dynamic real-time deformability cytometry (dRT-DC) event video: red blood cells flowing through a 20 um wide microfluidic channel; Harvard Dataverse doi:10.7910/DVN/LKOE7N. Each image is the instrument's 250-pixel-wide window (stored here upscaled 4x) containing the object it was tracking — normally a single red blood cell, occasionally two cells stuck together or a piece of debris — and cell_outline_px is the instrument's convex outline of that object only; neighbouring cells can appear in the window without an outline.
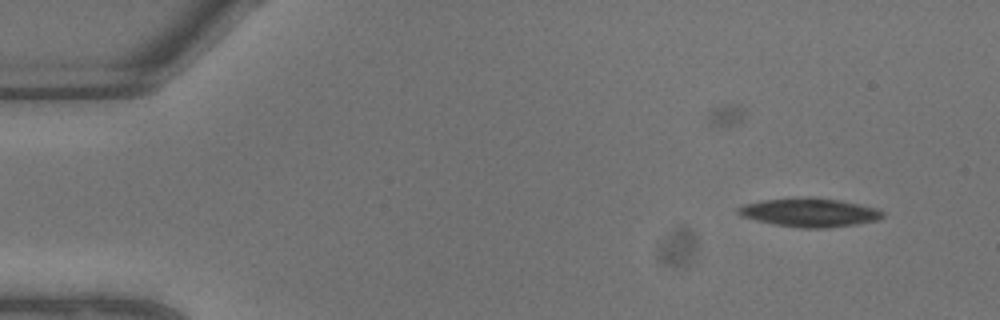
{"species": "common noctule bat (a hibernating species)", "species_latin": "Nyctalus noctula", "temperature_condition": "warm", "stored_images_in_passage": 7, "camera_frame_rate_fps": 3000, "um_per_image_px": 0.085, "animal": {"sex": "male", "body_mass_g": 13.3}, "frame": {"image": 1, "passage_image": 1, "time_ms": 0.0, "image_size_px": [1000, 320], "cell_outline_px": [[884, 216], [880, 220], [856, 224], [828, 228], [800, 228], [776, 224], [756, 220], [740, 216], [736, 212], [736, 208], [744, 204], [760, 200], [808, 196], [812, 196], [840, 200], [880, 208], [884, 212]], "centroid_in_image_um": [68.84, 18.04], "position_along_channel_um": 16.2, "area_um2": 24.62}}
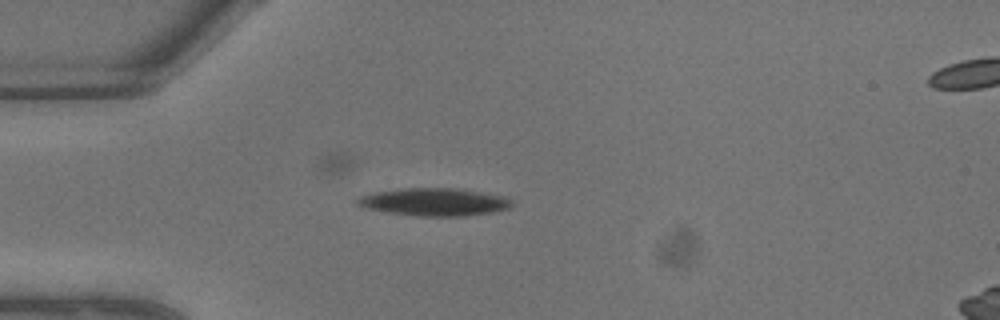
{"frame": {"image": 2, "passage_image": 5, "time_ms": 1.333, "image_size_px": [1000, 320], "cell_outline_px": [[512, 204], [508, 208], [492, 212], [464, 216], [416, 216], [388, 212], [368, 208], [360, 204], [356, 200], [364, 196], [376, 192], [404, 188], [456, 188], [504, 196], [512, 200]], "centroid_in_image_um": [36.98, 17.17], "position_along_channel_um": 48.0, "area_um2": 24.45}}
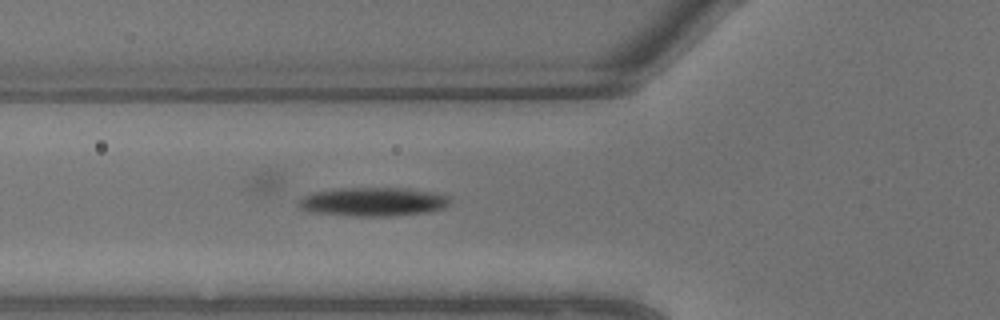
{"frame": {"image": 3, "passage_image": 7, "time_ms": 2.0, "image_size_px": [1000, 320], "cell_outline_px": [[452, 204], [444, 208], [424, 212], [388, 216], [352, 216], [308, 212], [300, 208], [296, 204], [296, 200], [304, 196], [316, 192], [340, 188], [404, 188], [444, 192], [452, 196]], "centroid_in_image_um": [31.79, 17.14], "position_along_channel_um": 94.0, "area_um2": 25.95}}